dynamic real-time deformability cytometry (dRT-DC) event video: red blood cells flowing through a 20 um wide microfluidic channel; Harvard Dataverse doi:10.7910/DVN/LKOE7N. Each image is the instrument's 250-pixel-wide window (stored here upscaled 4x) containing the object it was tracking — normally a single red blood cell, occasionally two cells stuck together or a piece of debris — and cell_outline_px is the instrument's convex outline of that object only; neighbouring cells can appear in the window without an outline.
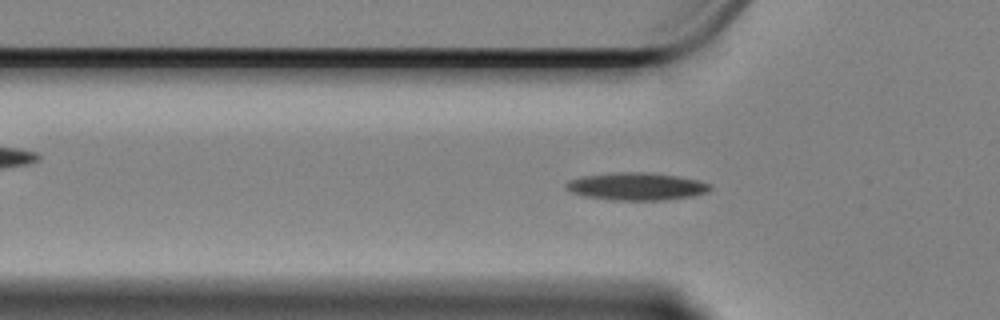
{"species": "Egyptian fruit bat (a non-hibernating species)", "species_latin": "Rousettus aegyptiacus", "temperature_condition": "cold", "stored_images_in_passage": 6, "camera_frame_rate_fps": 3000, "um_per_image_px": 0.085, "animal": {"sex": "female"}, "frame": {"image": 1, "passage_image": 4, "time_ms": 1.0, "image_size_px": [1000, 320], "cell_outline_px": [[712, 188], [708, 192], [692, 196], [668, 200], [608, 200], [584, 196], [572, 192], [564, 188], [564, 184], [568, 180], [584, 176], [616, 172], [644, 172], [676, 176], [696, 180], [708, 184]], "centroid_in_image_um": [54.05, 15.85], "position_along_channel_um": 71.7, "area_um2": 23.12}}